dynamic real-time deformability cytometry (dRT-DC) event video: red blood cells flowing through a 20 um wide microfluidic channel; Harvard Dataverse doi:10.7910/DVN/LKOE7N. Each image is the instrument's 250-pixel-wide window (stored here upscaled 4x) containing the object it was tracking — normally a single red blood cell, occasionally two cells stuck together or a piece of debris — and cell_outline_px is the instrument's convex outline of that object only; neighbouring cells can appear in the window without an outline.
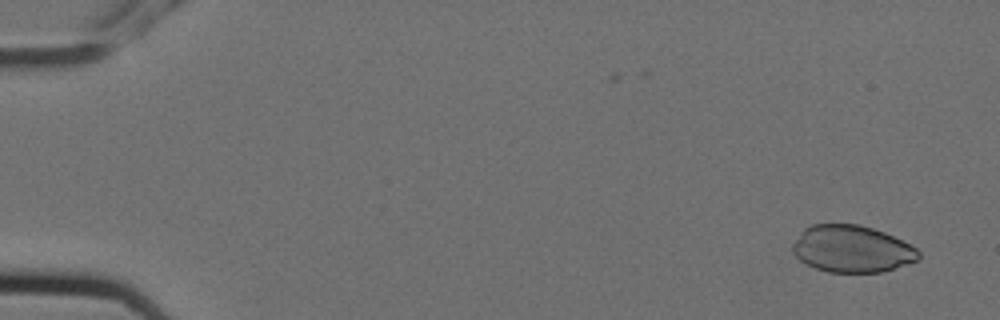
{"species": "Egyptian fruit bat (a non-hibernating species)", "species_latin": "Rousettus aegyptiacus", "temperature_condition": "cold", "stored_images_in_passage": 2, "camera_frame_rate_fps": 3000, "um_per_image_px": 0.085, "animal": {"sex": "female"}, "frame": {"image": 1, "passage_image": 2, "time_ms": 0.333, "image_size_px": [1000, 320], "cell_outline_px": [[920, 260], [880, 272], [828, 272], [816, 268], [800, 260], [792, 252], [792, 244], [804, 228], [812, 224], [860, 224], [884, 232], [916, 248], [920, 252]], "centroid_in_image_um": [72.4, 21.15], "position_along_channel_um": 12.6, "area_um2": 34.33}}